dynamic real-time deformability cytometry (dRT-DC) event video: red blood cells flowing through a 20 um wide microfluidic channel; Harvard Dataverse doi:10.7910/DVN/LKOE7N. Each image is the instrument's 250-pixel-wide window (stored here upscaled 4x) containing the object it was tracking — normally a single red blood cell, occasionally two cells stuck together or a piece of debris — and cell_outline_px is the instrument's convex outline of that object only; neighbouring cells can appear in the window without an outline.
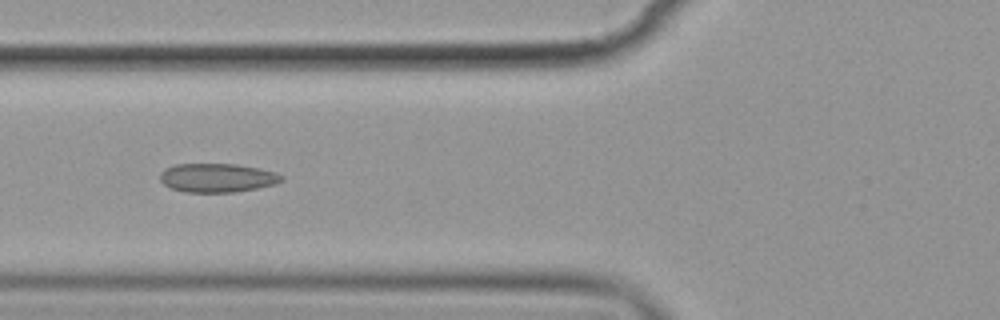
{"species": "common noctule bat (a hibernating species)", "species_latin": "Nyctalus noctula", "temperature_condition": "cold", "stored_images_in_passage": 9, "camera_frame_rate_fps": 3000, "um_per_image_px": 0.085, "animal": {"sex": "female", "body_mass_g": 19.9}, "frame": {"image": 1, "passage_image": 6, "time_ms": 6.0, "image_size_px": [1000, 320], "cell_outline_px": [[284, 180], [276, 184], [256, 188], [232, 192], [184, 192], [172, 188], [164, 184], [160, 180], [160, 172], [164, 168], [176, 164], [236, 164], [260, 168], [276, 172], [284, 176]], "centroid_in_image_um": [18.48, 15.1], "position_along_channel_um": 107.3, "area_um2": 20.52}}
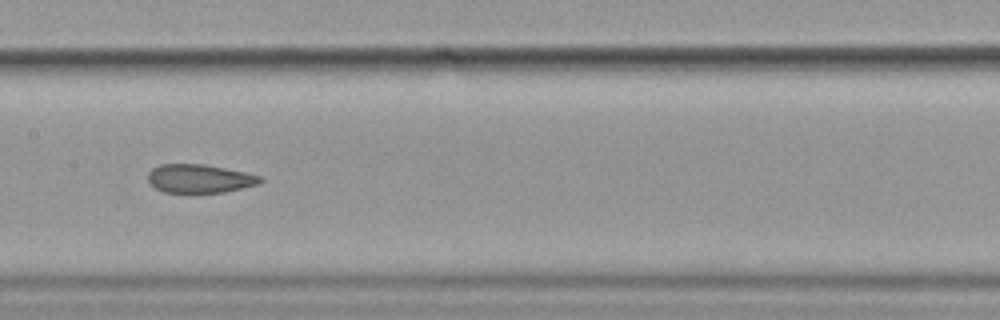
{"frame": {"image": 2, "passage_image": 8, "time_ms": 8.333, "image_size_px": [1000, 320], "cell_outline_px": [[264, 180], [260, 184], [224, 192], [164, 192], [156, 188], [148, 180], [148, 172], [152, 168], [160, 164], [204, 164], [244, 172], [260, 176]], "centroid_in_image_um": [16.97, 15.17], "position_along_channel_um": 190.4, "area_um2": 18.55}}
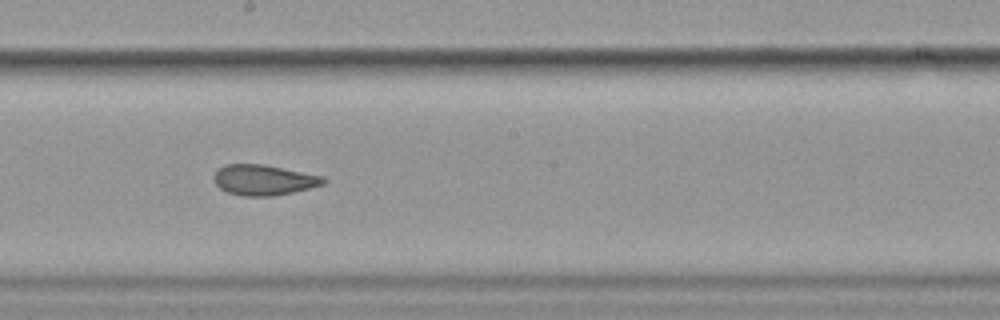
{"frame": {"image": 3, "passage_image": 9, "time_ms": 9.333, "image_size_px": [1000, 320], "cell_outline_px": [[328, 180], [324, 184], [292, 192], [272, 196], [244, 196], [228, 192], [220, 188], [216, 184], [212, 176], [224, 164], [264, 164], [324, 176]], "centroid_in_image_um": [22.43, 15.29], "position_along_channel_um": 225.8, "area_um2": 19.42}}